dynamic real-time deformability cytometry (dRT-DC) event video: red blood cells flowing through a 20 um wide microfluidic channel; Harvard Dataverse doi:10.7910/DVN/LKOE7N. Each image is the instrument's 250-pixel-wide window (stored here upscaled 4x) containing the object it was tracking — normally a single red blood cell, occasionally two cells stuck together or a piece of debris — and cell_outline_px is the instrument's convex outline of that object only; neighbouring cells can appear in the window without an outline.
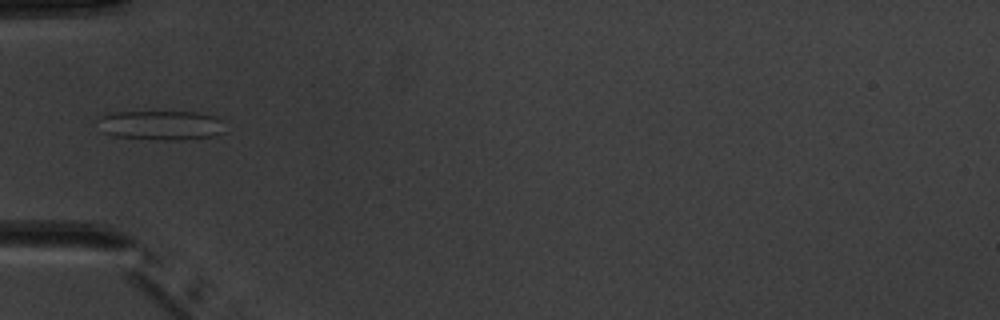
{"species": "common noctule bat (a hibernating species)", "species_latin": "Nyctalus noctula", "temperature_condition": "warm", "stored_images_in_passage": 2, "camera_frame_rate_fps": 3000, "um_per_image_px": 0.085, "animal": {"sex": "male", "body_mass_g": 20.1, "forearm_length_mm": 53.5}, "frame": {"image": 1, "passage_image": 2, "time_ms": 1.0, "image_size_px": [1000, 320], "cell_outline_px": [[224, 132], [212, 136], [180, 140], [164, 140], [112, 136], [104, 132], [96, 120], [100, 116], [112, 112], [196, 112], [216, 116], [220, 120]], "centroid_in_image_um": [13.65, 10.64], "position_along_channel_um": 71.4, "area_um2": 21.79}}